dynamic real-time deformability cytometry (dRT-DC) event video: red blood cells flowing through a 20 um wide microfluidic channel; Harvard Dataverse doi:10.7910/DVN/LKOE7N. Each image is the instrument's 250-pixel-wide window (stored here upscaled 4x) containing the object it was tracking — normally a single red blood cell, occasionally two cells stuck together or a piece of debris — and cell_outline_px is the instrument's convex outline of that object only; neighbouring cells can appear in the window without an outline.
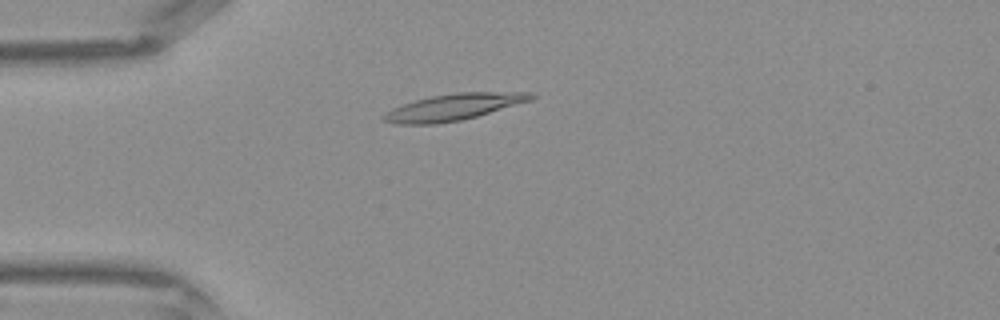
{"species": "Egyptian fruit bat (a non-hibernating species)", "species_latin": "Rousettus aegyptiacus", "temperature_condition": "warm", "stored_images_in_passage": 27, "camera_frame_rate_fps": 3000, "um_per_image_px": 0.085, "frame": {"image": 1, "passage_image": 1, "time_ms": 0.0, "image_size_px": [1000, 320], "cell_outline_px": [[536, 96], [532, 100], [476, 116], [460, 120], [436, 124], [396, 124], [384, 120], [380, 116], [392, 108], [416, 100], [432, 96], [456, 92], [536, 92]], "centroid_in_image_um": [38.58, 9.09], "position_along_channel_um": 46.4, "area_um2": 22.6}}
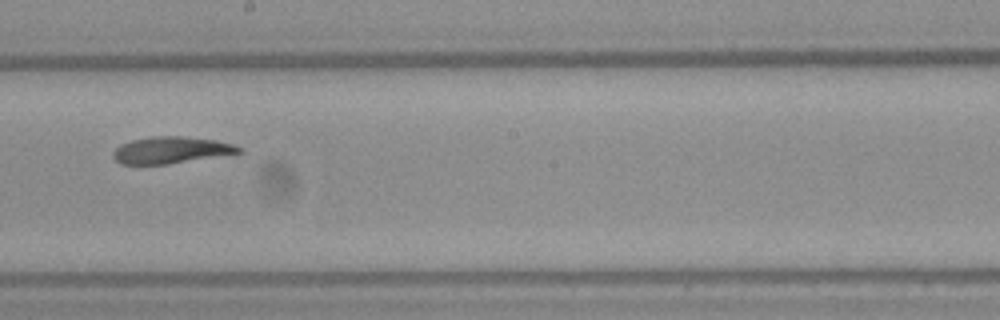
{"frame": {"image": 2, "passage_image": 14, "time_ms": 4.333, "image_size_px": [1000, 320], "cell_outline_px": [[244, 152], [168, 164], [120, 164], [112, 156], [112, 152], [120, 144], [132, 140], [152, 136], [184, 136], [216, 140], [232, 144], [240, 148]], "centroid_in_image_um": [14.51, 12.75], "position_along_channel_um": 233.7, "area_um2": 19.54}}
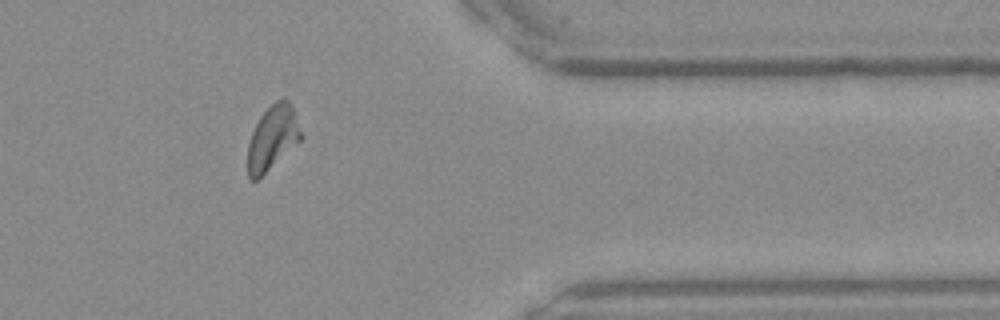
{"frame": {"image": 3, "passage_image": 25, "time_ms": 8.0, "image_size_px": [1000, 320], "cell_outline_px": [[304, 136], [300, 140], [256, 180], [248, 180], [248, 144], [252, 132], [260, 116], [276, 100], [284, 96], [288, 100], [292, 108]], "centroid_in_image_um": [23.16, 11.68], "position_along_channel_um": 388.2, "area_um2": 19.54}}